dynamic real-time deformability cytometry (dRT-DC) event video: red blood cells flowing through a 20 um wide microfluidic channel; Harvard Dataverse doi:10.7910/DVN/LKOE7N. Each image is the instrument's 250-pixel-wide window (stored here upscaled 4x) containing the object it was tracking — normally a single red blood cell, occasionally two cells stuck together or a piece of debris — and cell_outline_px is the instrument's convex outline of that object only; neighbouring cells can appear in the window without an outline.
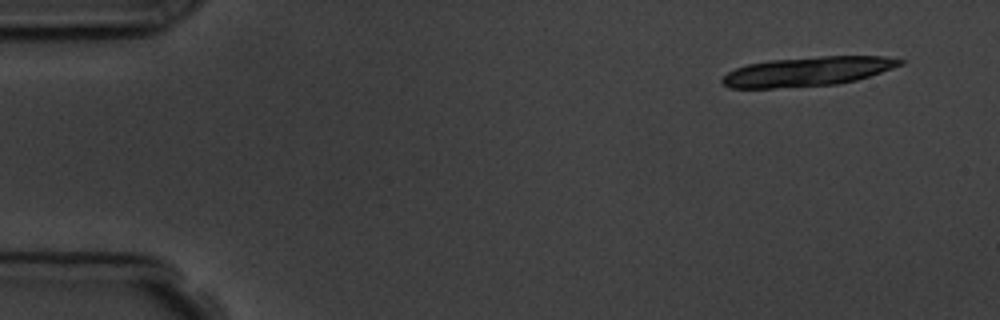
{"species": "common noctule bat (a hibernating species)", "species_latin": "Nyctalus noctula", "temperature_condition": "room temperature", "stored_images_in_passage": 5, "camera_frame_rate_fps": 3000, "um_per_image_px": 0.085, "animal": {"sex": "male", "body_mass_g": 19.5, "forearm_length_mm": 54.6}, "frame": {"image": 1, "passage_image": 1, "time_ms": 0.0, "image_size_px": [1000, 320], "cell_outline_px": [[904, 64], [856, 80], [836, 84], [772, 88], [728, 88], [720, 80], [728, 72], [736, 68], [748, 64], [768, 60], [820, 56], [884, 56], [904, 60]], "centroid_in_image_um": [68.62, 6.07], "position_along_channel_um": 16.4, "area_um2": 30.23}}
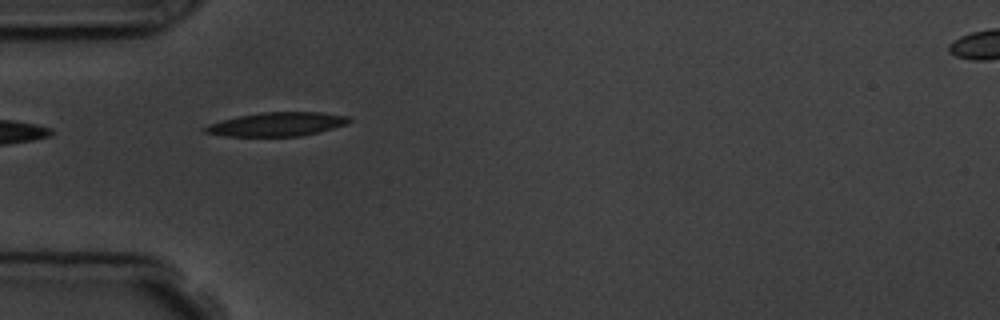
{"frame": {"image": 2, "passage_image": 4, "time_ms": 4.333, "image_size_px": [1000, 320], "cell_outline_px": [[352, 120], [344, 124], [332, 128], [300, 136], [224, 136], [204, 132], [200, 128], [208, 124], [236, 116], [264, 112], [320, 112], [348, 116]], "centroid_in_image_um": [23.46, 10.55], "position_along_channel_um": 61.5, "area_um2": 19.88}}